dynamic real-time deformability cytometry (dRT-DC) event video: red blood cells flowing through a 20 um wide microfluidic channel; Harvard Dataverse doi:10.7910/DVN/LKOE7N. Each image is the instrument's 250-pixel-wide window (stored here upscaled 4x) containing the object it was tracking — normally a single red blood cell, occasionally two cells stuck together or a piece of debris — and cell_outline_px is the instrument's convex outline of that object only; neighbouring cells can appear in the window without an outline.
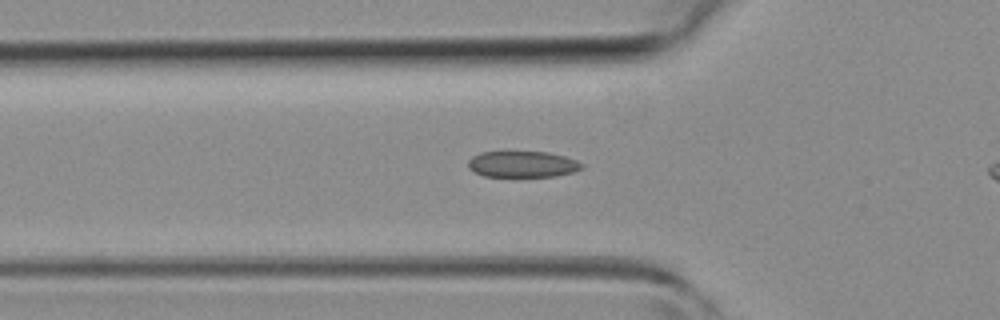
{"species": "common noctule bat (a hibernating species)", "species_latin": "Nyctalus noctula", "temperature_condition": "room temperature", "stored_images_in_passage": 19, "camera_frame_rate_fps": 3000, "um_per_image_px": 0.085, "animal": {"sex": "female", "body_mass_g": 19.3, "forearm_length_mm": 54.1}, "frame": {"image": 1, "passage_image": 13, "time_ms": 4.0, "image_size_px": [1000, 320], "cell_outline_px": [[584, 168], [572, 172], [556, 176], [484, 176], [468, 168], [468, 160], [472, 156], [480, 152], [548, 152], [564, 156], [576, 160], [584, 164]], "centroid_in_image_um": [44.42, 13.95], "position_along_channel_um": 81.4, "area_um2": 17.28}}
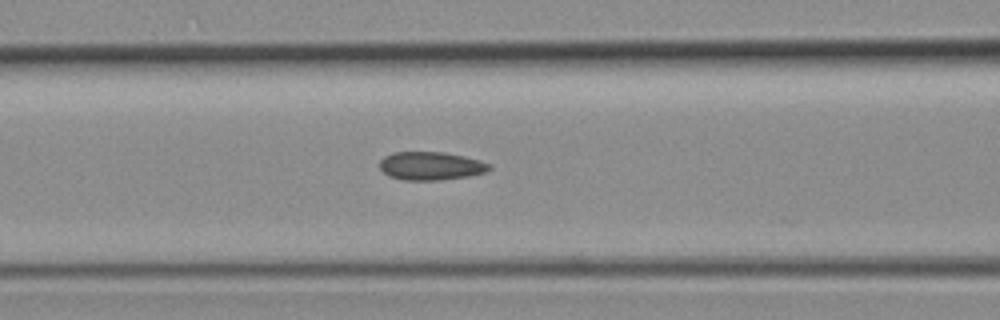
{"frame": {"image": 2, "passage_image": 16, "time_ms": 5.0, "image_size_px": [1000, 320], "cell_outline_px": [[492, 168], [488, 172], [468, 176], [440, 180], [404, 180], [388, 176], [380, 168], [380, 160], [384, 156], [392, 152], [444, 152], [464, 156], [480, 160], [492, 164]], "centroid_in_image_um": [36.65, 14.1], "position_along_channel_um": 130.0, "area_um2": 18.26}}
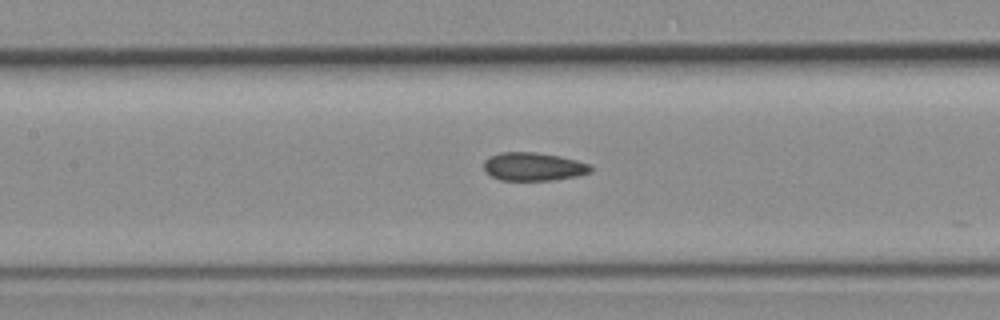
{"frame": {"image": 3, "passage_image": 18, "time_ms": 5.667, "image_size_px": [1000, 320], "cell_outline_px": [[592, 172], [576, 176], [552, 180], [500, 180], [492, 176], [484, 168], [484, 160], [500, 152], [536, 152], [560, 156], [576, 160], [588, 164], [592, 168]], "centroid_in_image_um": [45.35, 14.16], "position_along_channel_um": 162.0, "area_um2": 17.46}}